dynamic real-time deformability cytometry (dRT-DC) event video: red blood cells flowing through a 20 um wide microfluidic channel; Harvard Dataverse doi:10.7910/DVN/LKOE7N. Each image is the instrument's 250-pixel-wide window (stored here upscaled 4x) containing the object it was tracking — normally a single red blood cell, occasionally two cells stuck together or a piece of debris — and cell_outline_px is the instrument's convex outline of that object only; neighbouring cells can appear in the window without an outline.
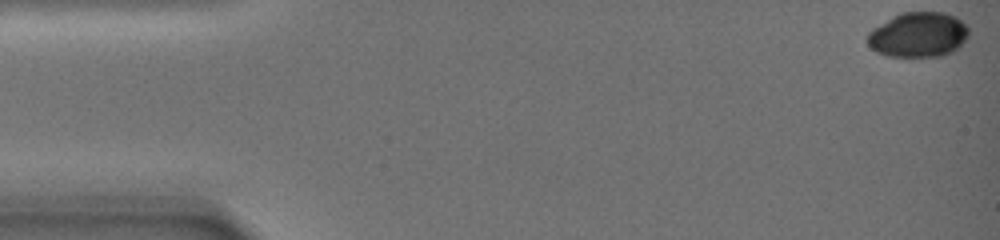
{"species": "common noctule bat (a hibernating species)", "species_latin": "Nyctalus noctula", "temperature_condition": "warm", "stored_images_in_passage": 62, "camera_frame_rate_fps": 3000, "um_per_image_px": 0.085, "animal": {"sex": "female", "body_mass_g": 19.0, "forearm_length_mm": 51.5}, "frame": {"image": 1, "passage_image": 1, "time_ms": 0.0, "image_size_px": [1000, 240], "cell_outline_px": [[968, 36], [952, 52], [944, 56], [888, 56], [876, 52], [868, 44], [868, 32], [872, 28], [892, 16], [900, 12], [944, 12], [956, 16], [968, 28]], "centroid_in_image_um": [78.03, 2.94], "position_along_channel_um": 7.0, "area_um2": 26.53}}
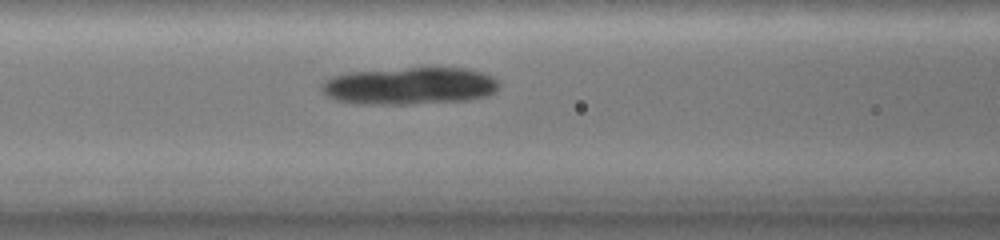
{"frame": {"image": 2, "passage_image": 36, "time_ms": 9.667, "image_size_px": [1000, 240], "cell_outline_px": [[500, 84], [492, 92], [484, 96], [472, 100], [412, 104], [356, 104], [336, 100], [324, 96], [320, 88], [320, 84], [324, 80], [332, 76], [348, 72], [408, 68], [464, 68], [484, 72], [492, 76]], "centroid_in_image_um": [34.76, 7.31], "position_along_channel_um": 131.8, "area_um2": 38.9}}
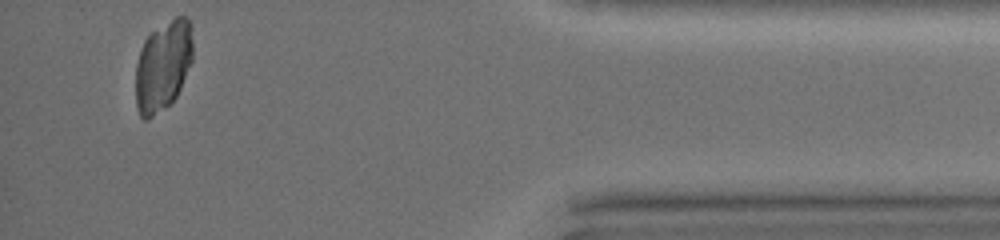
{"frame": {"image": 3, "passage_image": 62, "time_ms": 21.667, "image_size_px": [1000, 240], "cell_outline_px": [[192, 60], [180, 88], [176, 96], [164, 108], [148, 120], [144, 120], [140, 116], [136, 104], [136, 64], [140, 48], [144, 40], [152, 32], [176, 16], [188, 16], [192, 24]], "centroid_in_image_um": [13.86, 5.57], "position_along_channel_um": 421.3, "area_um2": 30.06}}